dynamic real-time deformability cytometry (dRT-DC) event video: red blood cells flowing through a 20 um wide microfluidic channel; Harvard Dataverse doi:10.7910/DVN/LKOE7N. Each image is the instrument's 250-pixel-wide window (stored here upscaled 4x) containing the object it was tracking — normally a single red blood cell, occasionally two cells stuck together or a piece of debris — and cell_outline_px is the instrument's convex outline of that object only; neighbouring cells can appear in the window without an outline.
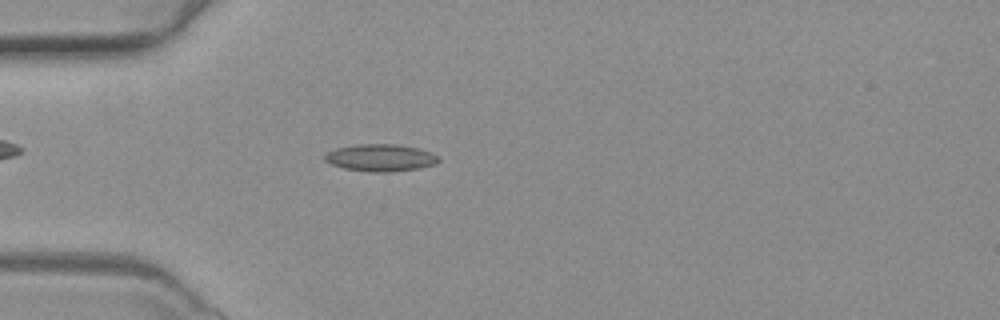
{"species": "common noctule bat (a hibernating species)", "species_latin": "Nyctalus noctula", "temperature_condition": "warm", "stored_images_in_passage": 23, "camera_frame_rate_fps": 3000, "um_per_image_px": 0.085, "animal": {"sex": "female", "body_mass_g": 19.3, "forearm_length_mm": 54.1}, "frame": {"image": 1, "passage_image": 18, "time_ms": 5.667, "image_size_px": [1000, 320], "cell_outline_px": [[440, 160], [436, 164], [420, 168], [388, 172], [372, 172], [344, 168], [332, 164], [324, 160], [324, 152], [336, 148], [360, 144], [396, 144], [416, 148], [432, 152], [440, 156]], "centroid_in_image_um": [32.36, 13.4], "position_along_channel_um": 52.6, "area_um2": 18.09}}
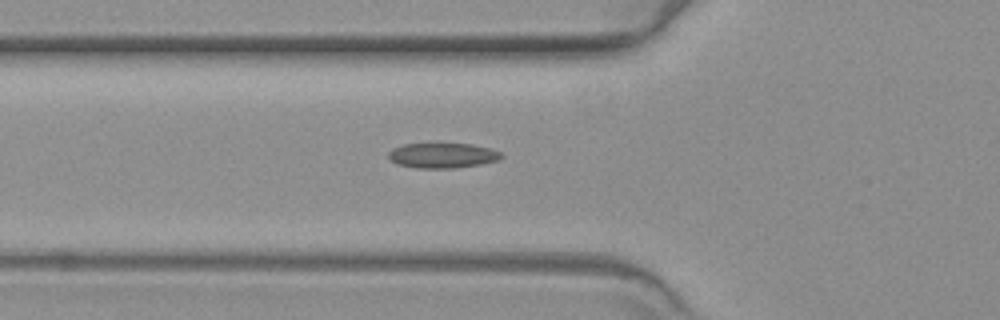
{"frame": {"image": 2, "passage_image": 22, "time_ms": 7.0, "image_size_px": [1000, 320], "cell_outline_px": [[504, 156], [500, 160], [480, 164], [456, 168], [416, 168], [396, 164], [388, 160], [388, 152], [392, 148], [404, 144], [472, 144], [488, 148], [500, 152]], "centroid_in_image_um": [37.58, 13.22], "position_along_channel_um": 88.2, "area_um2": 16.59}}